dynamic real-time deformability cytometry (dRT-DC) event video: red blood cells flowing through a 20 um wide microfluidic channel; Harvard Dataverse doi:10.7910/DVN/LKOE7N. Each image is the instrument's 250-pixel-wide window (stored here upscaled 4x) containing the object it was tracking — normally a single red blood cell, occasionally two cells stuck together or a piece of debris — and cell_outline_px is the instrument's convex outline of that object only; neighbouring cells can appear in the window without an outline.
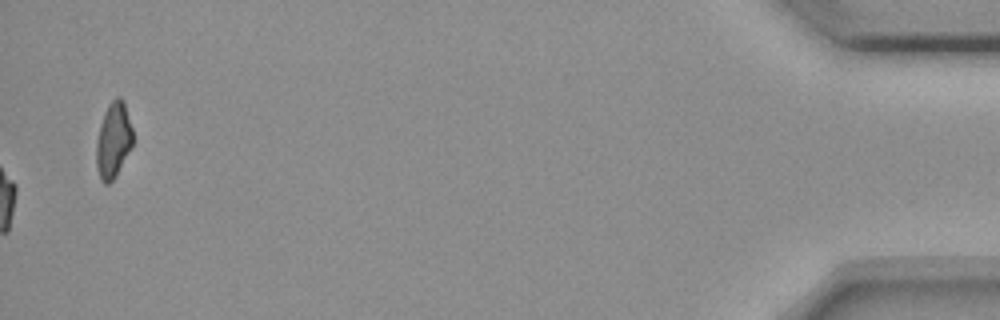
{"species": "common noctule bat (a hibernating species)", "species_latin": "Nyctalus noctula", "temperature_condition": "room temperature", "stored_images_in_passage": 55, "camera_frame_rate_fps": 3000, "um_per_image_px": 0.085, "animal": {"sex": "female", "body_mass_g": 18.4}, "frame": {"image": 1, "passage_image": 55, "time_ms": 18.0, "image_size_px": [1000, 320], "cell_outline_px": [[132, 144], [116, 176], [108, 184], [104, 184], [100, 180], [96, 168], [96, 140], [100, 124], [104, 112], [108, 104], [116, 96], [120, 96], [124, 100], [132, 128]], "centroid_in_image_um": [9.61, 11.9], "position_along_channel_um": 425.6, "area_um2": 16.18}, "authors_computed_cell_mechanics": {"area_um2": 19.9988, "velocity_mm_per_s": 3.6399, "shape_relaxation_time_tau1_ms": null, "shape_relaxation_time_tau2_ms": 9.799, "deformation_change_tau1": null, "deformation_change_tau2": 0.1338}}